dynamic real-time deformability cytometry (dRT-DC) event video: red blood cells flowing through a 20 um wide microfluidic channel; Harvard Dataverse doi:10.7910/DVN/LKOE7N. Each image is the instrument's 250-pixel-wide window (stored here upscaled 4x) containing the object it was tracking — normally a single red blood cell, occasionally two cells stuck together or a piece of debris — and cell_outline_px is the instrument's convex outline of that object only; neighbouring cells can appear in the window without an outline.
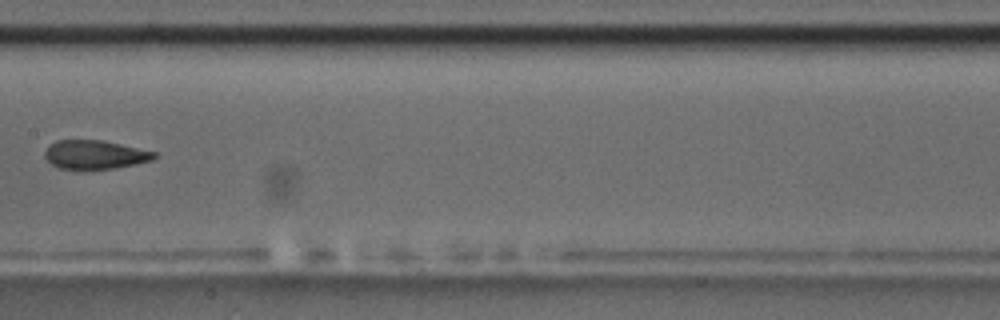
{"species": "common noctule bat (a hibernating species)", "species_latin": "Nyctalus noctula", "temperature_condition": "room temperature", "stored_images_in_passage": 9, "camera_frame_rate_fps": 3000, "um_per_image_px": 0.085, "animal": {"sex": "male", "body_mass_g": 17.5, "forearm_length_mm": 52.3}, "frame": {"image": 1, "passage_image": 9, "time_ms": 2.667, "image_size_px": [1000, 320], "cell_outline_px": [[156, 156], [152, 160], [136, 164], [116, 168], [76, 172], [60, 168], [52, 164], [44, 156], [44, 152], [48, 144], [56, 140], [100, 140], [120, 144], [156, 152]], "centroid_in_image_um": [8.01, 13.18], "position_along_channel_um": 199.4, "area_um2": 18.9}}